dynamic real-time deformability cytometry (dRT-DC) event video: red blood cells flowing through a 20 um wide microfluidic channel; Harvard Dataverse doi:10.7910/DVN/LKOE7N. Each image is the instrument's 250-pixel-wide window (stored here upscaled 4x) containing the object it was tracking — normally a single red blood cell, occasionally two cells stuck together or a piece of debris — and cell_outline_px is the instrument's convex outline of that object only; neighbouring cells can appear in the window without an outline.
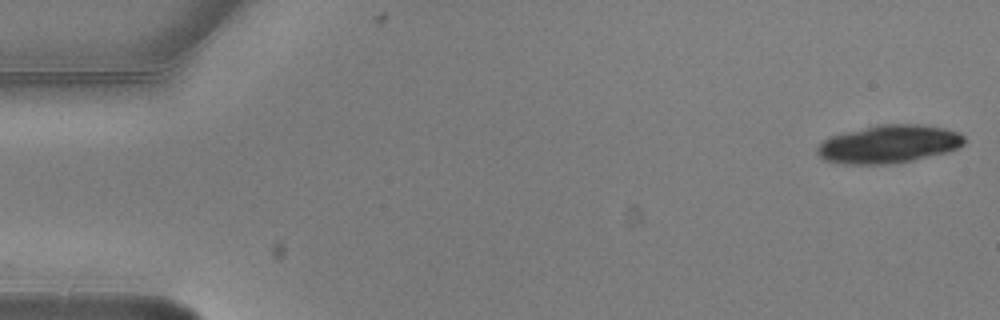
{"species": "common noctule bat (a hibernating species)", "species_latin": "Nyctalus noctula", "temperature_condition": "warm", "stored_images_in_passage": 5, "camera_frame_rate_fps": 3000, "um_per_image_px": 0.085, "animal": {"sex": "male", "body_mass_g": 20.5, "forearm_length_mm": 52.5}, "frame": {"image": 1, "passage_image": 1, "time_ms": 0.0, "image_size_px": [1000, 320], "cell_outline_px": [[964, 144], [948, 152], [912, 160], [888, 164], [840, 164], [824, 160], [816, 152], [816, 148], [824, 140], [832, 136], [880, 124], [920, 124], [944, 128], [960, 132], [964, 136]], "centroid_in_image_um": [75.57, 12.25], "position_along_channel_um": 9.4, "area_um2": 32.43}}